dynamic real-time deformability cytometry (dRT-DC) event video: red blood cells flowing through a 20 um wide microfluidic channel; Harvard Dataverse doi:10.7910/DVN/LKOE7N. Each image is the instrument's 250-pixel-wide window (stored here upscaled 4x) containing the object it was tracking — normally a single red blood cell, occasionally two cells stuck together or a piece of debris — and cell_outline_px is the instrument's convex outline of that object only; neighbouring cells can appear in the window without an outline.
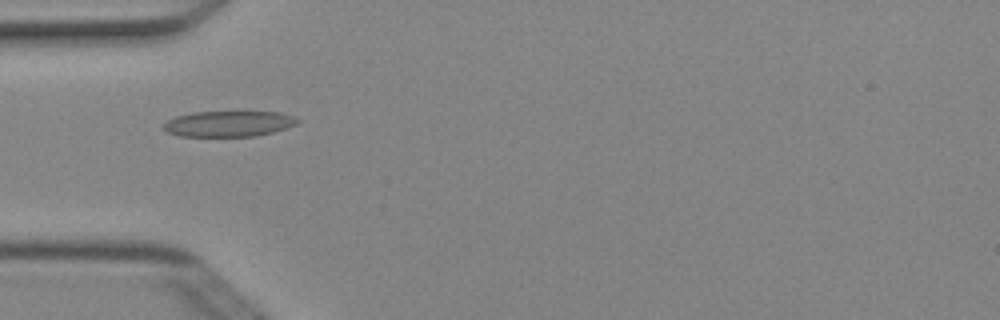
{"species": "Egyptian fruit bat (a non-hibernating species)", "species_latin": "Rousettus aegyptiacus", "temperature_condition": "cold", "stored_images_in_passage": 8, "camera_frame_rate_fps": 3000, "um_per_image_px": 0.085, "animal": {"sex": "female"}, "frame": {"image": 1, "passage_image": 5, "time_ms": 1.333, "image_size_px": [1000, 320], "cell_outline_px": [[300, 120], [296, 124], [272, 132], [256, 136], [180, 136], [168, 132], [164, 128], [164, 124], [168, 120], [176, 116], [192, 112], [280, 112], [296, 116]], "centroid_in_image_um": [19.46, 10.51], "position_along_channel_um": 65.5, "area_um2": 19.94}}
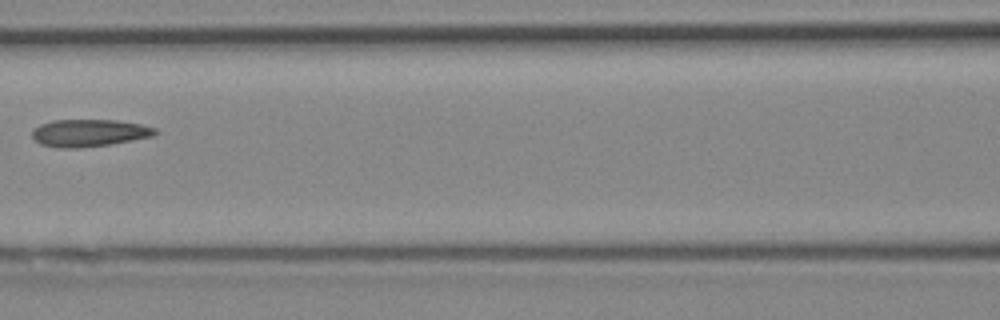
{"frame": {"image": 2, "passage_image": 7, "time_ms": 2.0, "image_size_px": [1000, 320], "cell_outline_px": [[160, 132], [152, 136], [108, 144], [80, 148], [56, 148], [40, 144], [32, 136], [32, 132], [40, 124], [52, 120], [116, 120], [140, 124], [156, 128]], "centroid_in_image_um": [7.57, 11.3], "position_along_channel_um": 159.0, "area_um2": 19.48}}
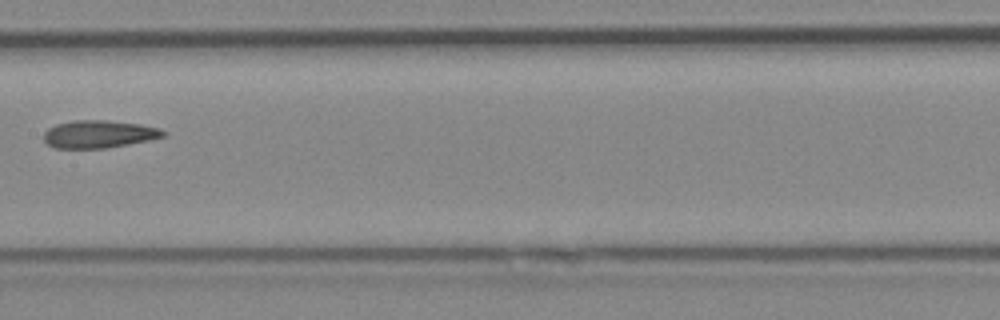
{"frame": {"image": 3, "passage_image": 8, "time_ms": 2.333, "image_size_px": [1000, 320], "cell_outline_px": [[168, 132], [164, 136], [148, 140], [108, 148], [56, 148], [48, 144], [44, 140], [44, 132], [48, 128], [56, 124], [72, 120], [108, 120], [140, 124], [160, 128]], "centroid_in_image_um": [8.41, 11.39], "position_along_channel_um": 199.0, "area_um2": 19.31}}